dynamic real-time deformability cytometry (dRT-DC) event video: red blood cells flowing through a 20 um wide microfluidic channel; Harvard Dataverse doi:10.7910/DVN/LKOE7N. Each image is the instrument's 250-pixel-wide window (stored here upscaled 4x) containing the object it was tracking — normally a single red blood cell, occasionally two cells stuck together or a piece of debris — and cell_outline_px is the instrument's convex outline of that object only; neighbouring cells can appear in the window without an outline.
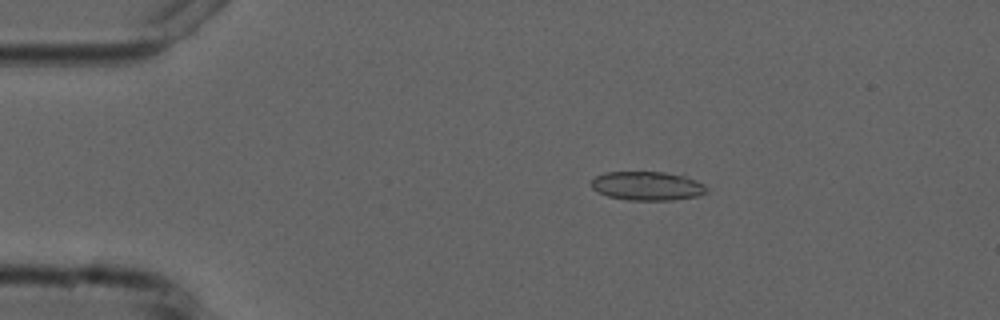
{"species": "common noctule bat (a hibernating species)", "species_latin": "Nyctalus noctula", "temperature_condition": "cold", "stored_images_in_passage": 8, "camera_frame_rate_fps": 3000, "um_per_image_px": 0.085, "animal": {"sex": "male", "forearm_length_mm": 52.5}, "frame": {"image": 1, "passage_image": 2, "time_ms": 2.0, "image_size_px": [1000, 320], "cell_outline_px": [[708, 192], [696, 196], [672, 200], [628, 200], [608, 196], [592, 188], [588, 184], [596, 176], [604, 172], [664, 172], [684, 176], [704, 184], [708, 188]], "centroid_in_image_um": [55.0, 15.8], "position_along_channel_um": 30.0, "area_um2": 19.36}}
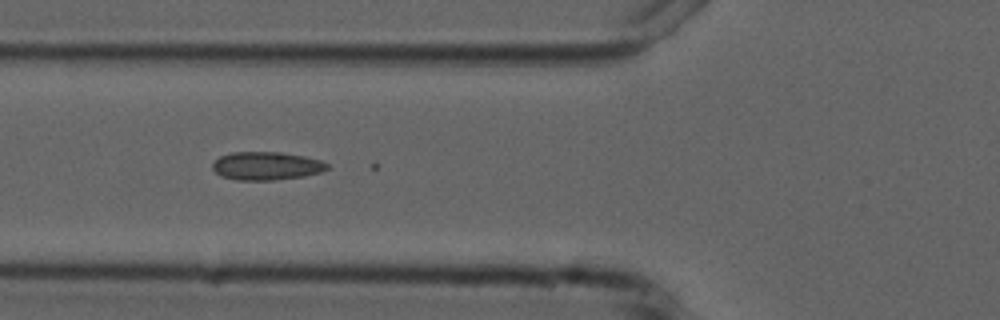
{"frame": {"image": 2, "passage_image": 5, "time_ms": 5.333, "image_size_px": [1000, 320], "cell_outline_px": [[328, 168], [320, 172], [304, 176], [272, 180], [236, 180], [220, 176], [212, 168], [212, 164], [220, 156], [232, 152], [280, 152], [304, 156], [320, 160], [328, 164]], "centroid_in_image_um": [22.62, 14.1], "position_along_channel_um": 103.2, "area_um2": 18.79}}
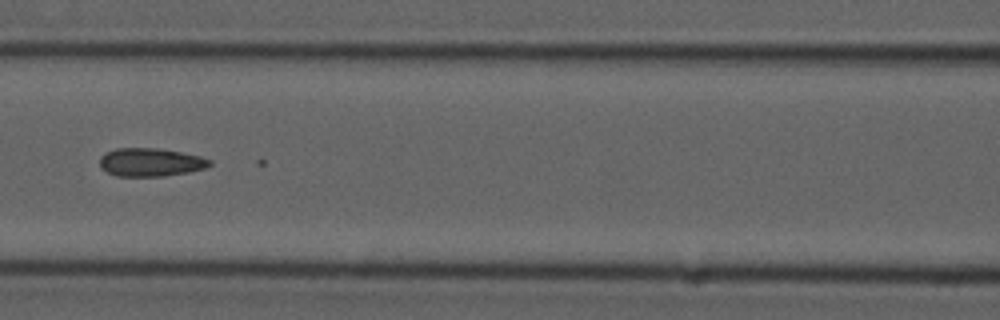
{"frame": {"image": 3, "passage_image": 6, "time_ms": 6.667, "image_size_px": [1000, 320], "cell_outline_px": [[212, 164], [204, 168], [188, 172], [164, 176], [116, 176], [100, 168], [100, 156], [116, 148], [156, 148], [180, 152], [200, 156], [212, 160]], "centroid_in_image_um": [12.79, 13.79], "position_along_channel_um": 153.8, "area_um2": 18.03}}